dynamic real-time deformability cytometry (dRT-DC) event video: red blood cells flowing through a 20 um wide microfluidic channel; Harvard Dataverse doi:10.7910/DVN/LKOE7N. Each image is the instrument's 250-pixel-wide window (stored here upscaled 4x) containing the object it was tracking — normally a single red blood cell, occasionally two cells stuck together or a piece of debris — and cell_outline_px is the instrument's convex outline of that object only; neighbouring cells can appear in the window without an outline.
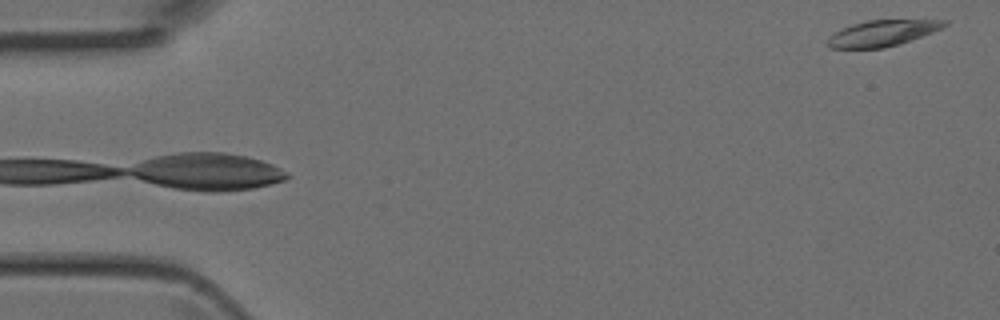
{"species": "Egyptian fruit bat (a non-hibernating species)", "species_latin": "Rousettus aegyptiacus", "temperature_condition": "room temperature", "stored_images_in_passage": 4, "camera_frame_rate_fps": 3000, "um_per_image_px": 0.085, "animal": {"sex": "female"}, "frame": {"image": 1, "passage_image": 4, "time_ms": 1.0, "image_size_px": [1000, 320], "cell_outline_px": [[948, 24], [944, 28], [884, 48], [828, 48], [828, 36], [852, 24], [868, 20], [948, 20]], "centroid_in_image_um": [75.0, 2.81], "position_along_channel_um": 10.0, "area_um2": 17.34}}